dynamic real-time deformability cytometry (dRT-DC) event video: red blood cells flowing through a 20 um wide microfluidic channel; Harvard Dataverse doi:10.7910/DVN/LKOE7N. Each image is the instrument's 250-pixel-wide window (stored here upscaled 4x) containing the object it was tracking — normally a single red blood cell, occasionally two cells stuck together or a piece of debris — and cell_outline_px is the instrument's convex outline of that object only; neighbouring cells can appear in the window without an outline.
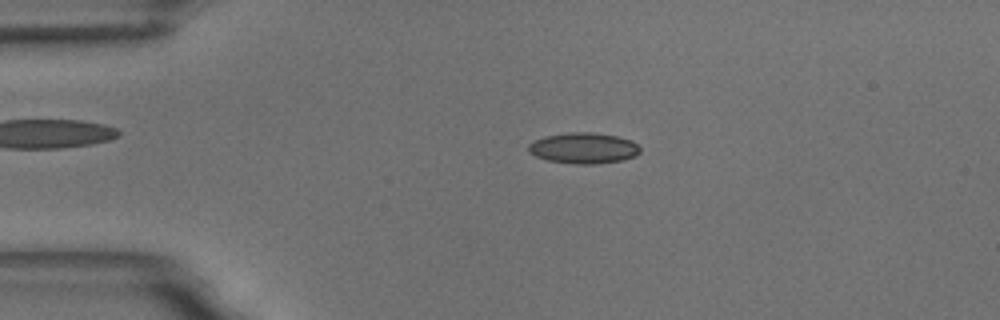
{"species": "common noctule bat (a hibernating species)", "species_latin": "Nyctalus noctula", "temperature_condition": "room temperature", "stored_images_in_passage": 56, "camera_frame_rate_fps": 3000, "um_per_image_px": 0.085, "animal": {"sex": "male", "body_mass_g": 18.8}, "frame": {"image": 1, "passage_image": 12, "time_ms": 3.667, "image_size_px": [1000, 320], "cell_outline_px": [[640, 152], [636, 156], [624, 160], [596, 164], [572, 164], [548, 160], [536, 156], [528, 152], [528, 144], [544, 136], [568, 132], [592, 132], [616, 136], [632, 140], [640, 148]], "centroid_in_image_um": [49.61, 12.59], "position_along_channel_um": 35.4, "area_um2": 20.23}}
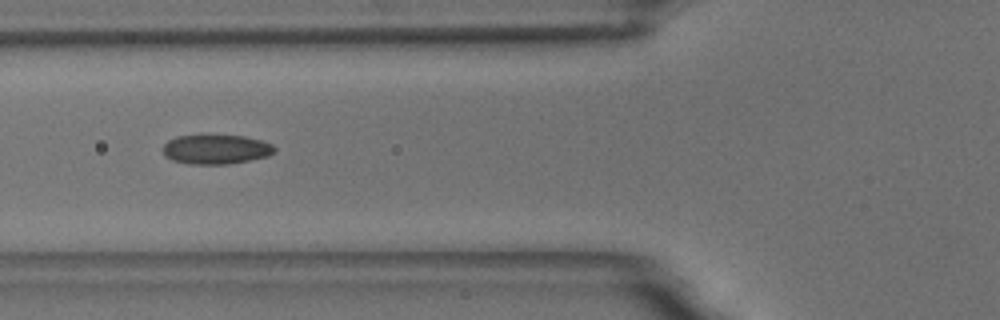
{"frame": {"image": 2, "passage_image": 21, "time_ms": 6.667, "image_size_px": [1000, 320], "cell_outline_px": [[276, 148], [268, 156], [228, 164], [188, 164], [172, 160], [164, 156], [164, 144], [168, 140], [176, 136], [200, 132], [208, 132], [244, 136], [260, 140], [272, 144]], "centroid_in_image_um": [18.3, 12.63], "position_along_channel_um": 107.5, "area_um2": 20.0}}
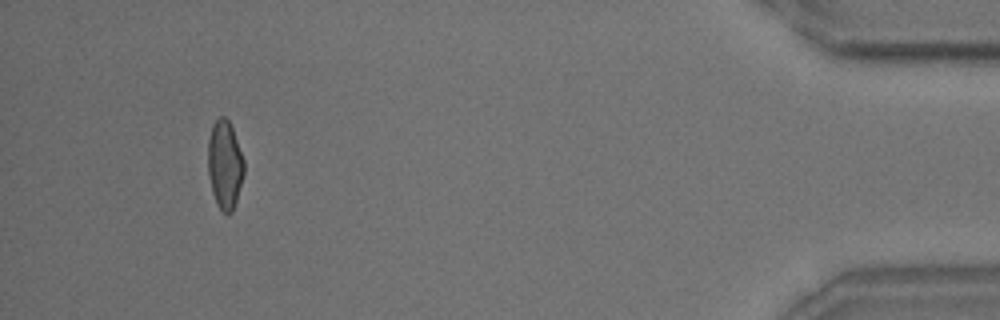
{"frame": {"image": 3, "passage_image": 52, "time_ms": 17.0, "image_size_px": [1000, 320], "cell_outline_px": [[244, 172], [236, 200], [232, 212], [228, 216], [216, 204], [212, 192], [208, 176], [208, 140], [212, 124], [220, 116], [224, 116], [228, 120], [232, 128], [244, 160]], "centroid_in_image_um": [19.09, 14.0], "position_along_channel_um": 416.1, "area_um2": 18.55}, "authors_computed_cell_mechanics": {"area_um2": 18.9295, "velocity_mm_per_s": 3.6412, "shape_relaxation_time_tau1_ms": 6.5144, "shape_relaxation_time_tau2_ms": 1.4417, "deformation_change_tau1": 0.155, "deformation_change_tau2": 0.0636}}